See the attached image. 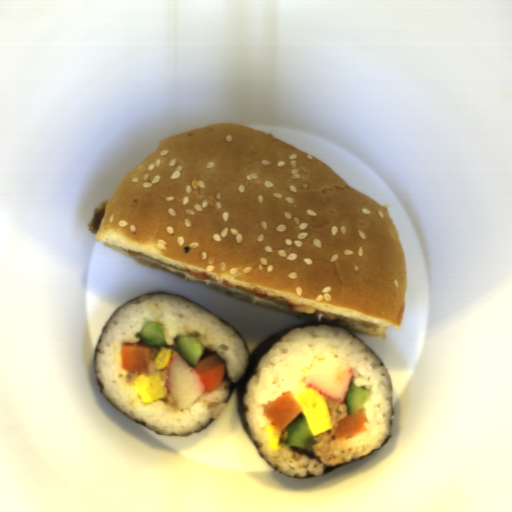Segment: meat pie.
<instances>
[{"mask_svg": "<svg viewBox=\"0 0 512 512\" xmlns=\"http://www.w3.org/2000/svg\"><path fill=\"white\" fill-rule=\"evenodd\" d=\"M178 270L187 272L191 277H193L196 280L211 279V280H213V281H215V282H217V283H219L221 285L234 286V287H238V288L244 289V290L250 292L251 294H253V295H255V296H257V297H259L261 299L262 298H271V299L283 301V302L286 303L288 309H290V310H292L294 312H300V313H306V314H313V313H315V308L297 306L292 301L287 300L285 298H282L280 296H277L275 294H272V293H270L268 291H265L263 289H259V288H256V287L237 286V285H234V284L229 283L227 281L219 280V279L209 275L206 272H198V271H193V270L179 268V267H178Z\"/></svg>", "mask_w": 512, "mask_h": 512, "instance_id": "meat-pie-1", "label": "meat pie"}, {"mask_svg": "<svg viewBox=\"0 0 512 512\" xmlns=\"http://www.w3.org/2000/svg\"><path fill=\"white\" fill-rule=\"evenodd\" d=\"M108 203L109 201L106 200L98 205L94 210L92 220L88 222V230L94 235H97L101 228Z\"/></svg>", "mask_w": 512, "mask_h": 512, "instance_id": "meat-pie-2", "label": "meat pie"}]
</instances>
